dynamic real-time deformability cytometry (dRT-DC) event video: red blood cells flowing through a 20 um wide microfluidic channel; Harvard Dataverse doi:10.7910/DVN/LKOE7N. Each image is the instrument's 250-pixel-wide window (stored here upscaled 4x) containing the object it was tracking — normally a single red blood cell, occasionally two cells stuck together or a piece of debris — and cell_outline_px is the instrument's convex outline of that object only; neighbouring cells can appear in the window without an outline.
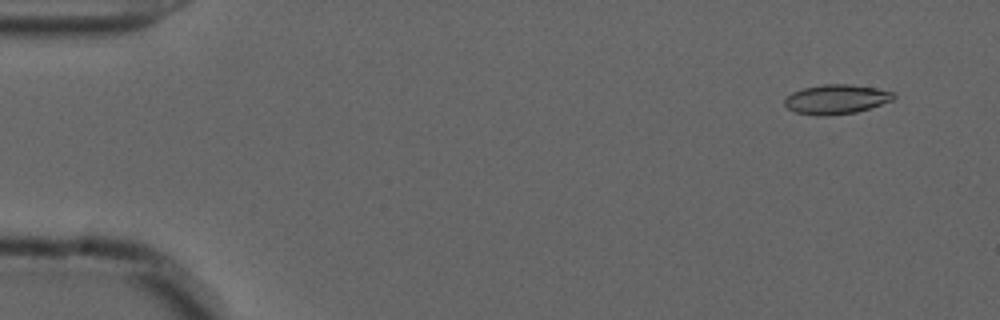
{"species": "common noctule bat (a hibernating species)", "species_latin": "Nyctalus noctula", "temperature_condition": "cold", "stored_images_in_passage": 55, "camera_frame_rate_fps": 3000, "um_per_image_px": 0.085, "animal": {"sex": "male", "forearm_length_mm": 52.5}, "frame": {"image": 1, "passage_image": 4, "time_ms": 1.0, "image_size_px": [1000, 320], "cell_outline_px": [[896, 96], [892, 100], [856, 112], [824, 116], [816, 116], [796, 112], [788, 108], [784, 104], [784, 100], [792, 92], [804, 88], [824, 84], [848, 84], [876, 88], [892, 92]], "centroid_in_image_um": [71.05, 8.44], "position_along_channel_um": 13.9, "area_um2": 18.5}}
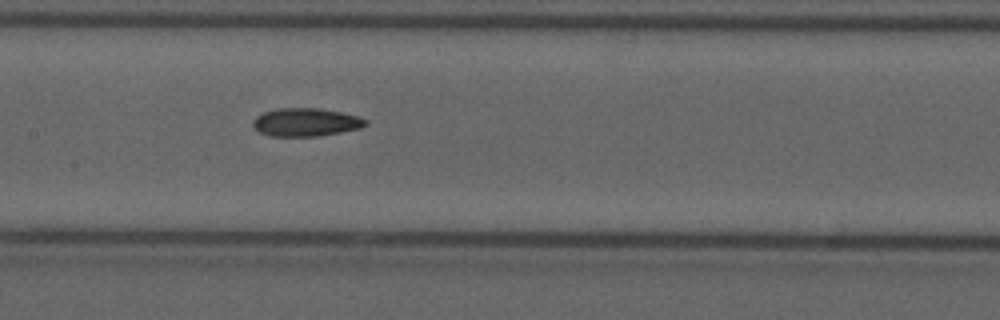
{"frame": {"image": 2, "passage_image": 27, "time_ms": 8.667, "image_size_px": [1000, 320], "cell_outline_px": [[368, 124], [360, 128], [340, 132], [316, 136], [272, 136], [260, 132], [252, 124], [252, 120], [256, 116], [264, 112], [280, 108], [320, 108], [340, 112], [356, 116], [368, 120]], "centroid_in_image_um": [25.99, 10.38], "position_along_channel_um": 181.4, "area_um2": 18.32}}
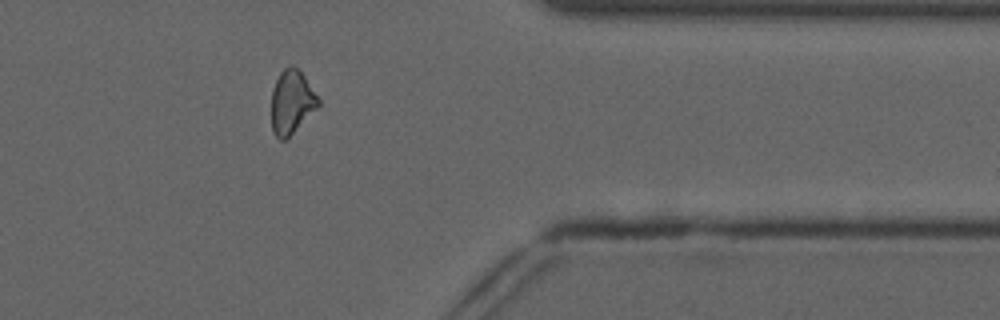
{"frame": {"image": 3, "passage_image": 45, "time_ms": 14.667, "image_size_px": [1000, 320], "cell_outline_px": [[320, 104], [284, 140], [280, 140], [272, 132], [272, 88], [280, 72], [284, 68], [292, 64], [304, 76], [320, 100]], "centroid_in_image_um": [24.76, 8.64], "position_along_channel_um": 386.6, "area_um2": 16.94}, "authors_computed_cell_mechanics": {"area_um2": 18.2648, "velocity_mm_per_s": 3.6874, "shape_relaxation_time_tau1_ms": null, "shape_relaxation_time_tau2_ms": 9.6908, "deformation_change_tau1": null, "deformation_change_tau2": 0.1864}}